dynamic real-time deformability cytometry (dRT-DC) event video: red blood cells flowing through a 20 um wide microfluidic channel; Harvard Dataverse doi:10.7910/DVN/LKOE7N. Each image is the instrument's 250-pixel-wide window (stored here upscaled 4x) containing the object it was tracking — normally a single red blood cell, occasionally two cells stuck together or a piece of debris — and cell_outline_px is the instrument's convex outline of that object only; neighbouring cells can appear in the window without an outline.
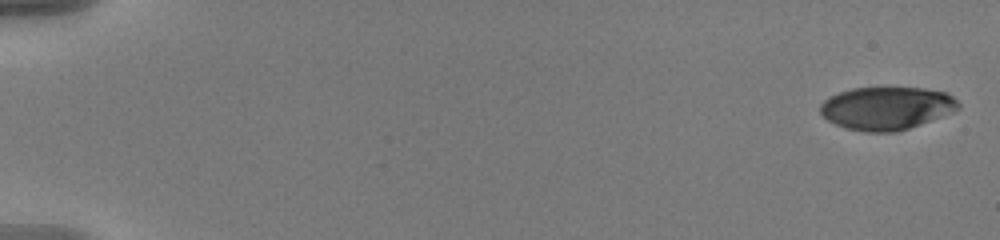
{"species": "human", "species_latin": "Homo sapiens", "temperature_condition": "warm", "stored_images_in_passage": 52, "camera_frame_rate_fps": 3000, "um_per_image_px": 0.085, "donor": {"sex": "male"}, "frame": {"image": 1, "passage_image": 1, "time_ms": 0.0, "image_size_px": [1000, 240], "cell_outline_px": [[960, 108], [952, 112], [908, 128], [896, 132], [864, 132], [844, 128], [828, 120], [820, 112], [820, 104], [824, 100], [840, 92], [852, 88], [924, 88], [948, 92], [960, 104]], "centroid_in_image_um": [75.36, 9.19], "position_along_channel_um": 9.6, "area_um2": 34.39}}
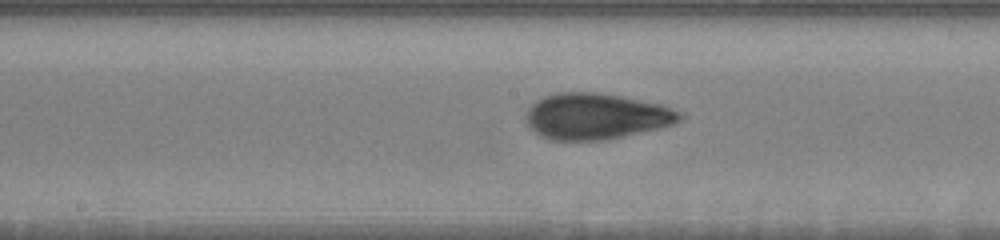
{"frame": {"image": 2, "passage_image": 30, "time_ms": 9.667, "image_size_px": [1000, 240], "cell_outline_px": [[684, 116], [680, 120], [672, 124], [660, 128], [608, 140], [552, 140], [540, 136], [528, 124], [524, 116], [528, 108], [536, 100], [544, 96], [560, 92], [596, 92], [620, 96], [660, 104], [684, 112]], "centroid_in_image_um": [50.67, 9.89], "position_along_channel_um": 197.5, "area_um2": 41.44}}
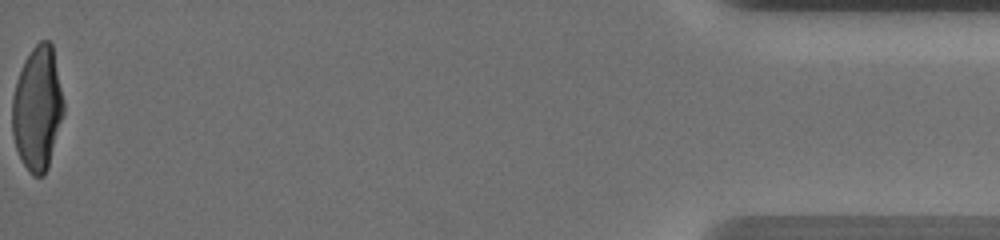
{"frame": {"image": 3, "passage_image": 52, "time_ms": 17.0, "image_size_px": [1000, 240], "cell_outline_px": [[64, 112], [48, 168], [44, 176], [32, 176], [28, 172], [16, 148], [12, 132], [12, 96], [16, 80], [24, 60], [32, 48], [40, 40], [48, 40], [52, 44], [64, 100]], "centroid_in_image_um": [3.18, 9.21], "position_along_channel_um": 432.0, "area_um2": 37.34}, "authors_computed_cell_mechanics": {"area_um2": 38.3792, "velocity_mm_per_s": 3.667, "shape_relaxation_time_tau1_ms": 5.8368, "shape_relaxation_time_tau2_ms": 1.2916, "deformation_change_tau1": 0.2488, "deformation_change_tau2": 0.0687}}